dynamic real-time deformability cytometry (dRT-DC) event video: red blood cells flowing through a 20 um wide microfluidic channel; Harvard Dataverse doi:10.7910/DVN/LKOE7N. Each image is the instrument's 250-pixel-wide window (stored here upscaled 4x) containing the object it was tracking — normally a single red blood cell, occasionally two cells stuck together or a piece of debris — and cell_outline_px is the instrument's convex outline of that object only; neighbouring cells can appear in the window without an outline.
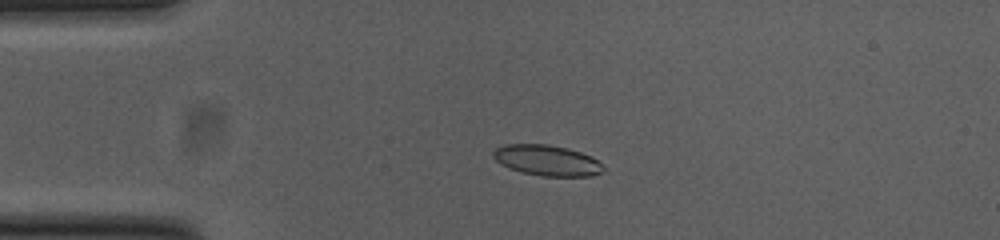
{"species": "common noctule bat (a hibernating species)", "species_latin": "Nyctalus noctula", "temperature_condition": "cold", "stored_images_in_passage": 53, "camera_frame_rate_fps": 3000, "um_per_image_px": 0.085, "animal": {"sex": "female", "body_mass_g": 23.0, "forearm_length_mm": 53.4}, "frame": {"image": 1, "passage_image": 12, "time_ms": 3.667, "image_size_px": [1000, 240], "cell_outline_px": [[604, 172], [592, 176], [544, 176], [524, 172], [500, 164], [492, 156], [492, 152], [496, 148], [504, 144], [548, 144], [568, 148], [580, 152], [596, 160], [604, 168]], "centroid_in_image_um": [46.48, 13.62], "position_along_channel_um": 38.5, "area_um2": 19.48}}
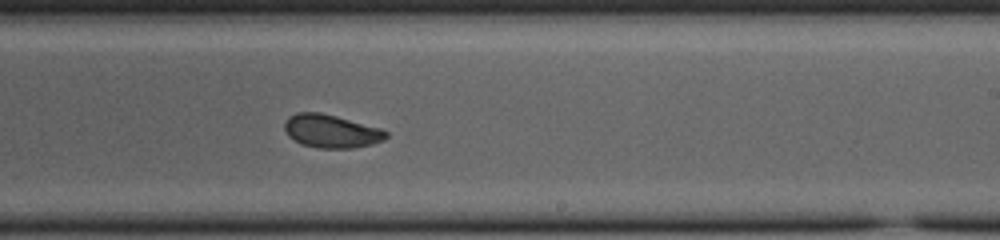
{"frame": {"image": 2, "passage_image": 32, "time_ms": 10.333, "image_size_px": [1000, 240], "cell_outline_px": [[388, 136], [384, 140], [372, 144], [352, 148], [316, 148], [300, 144], [288, 136], [284, 128], [284, 124], [288, 116], [296, 112], [320, 112], [336, 116], [380, 128], [388, 132]], "centroid_in_image_um": [28.13, 11.15], "position_along_channel_um": 260.9, "area_um2": 19.77}}
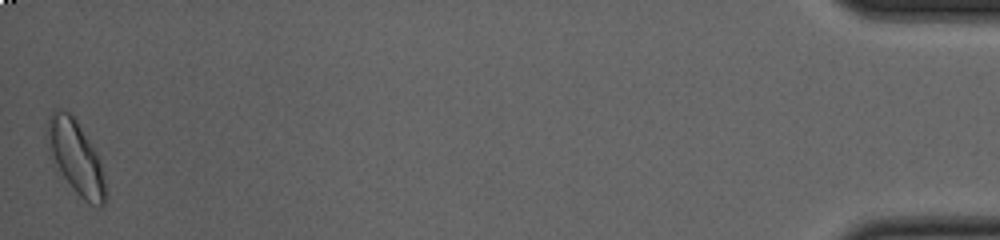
{"frame": {"image": 3, "passage_image": 53, "time_ms": 17.333, "image_size_px": [1000, 240], "cell_outline_px": [[108, 192], [104, 204], [100, 208], [88, 204], [72, 188], [48, 156], [44, 132], [48, 116], [52, 108], [64, 108], [76, 120], [96, 152], [100, 160]], "centroid_in_image_um": [6.39, 13.35], "position_along_channel_um": 428.8, "area_um2": 25.78}, "authors_computed_cell_mechanics": {"area_um2": 19.8254, "velocity_mm_per_s": 3.7932, "shape_relaxation_time_tau1_ms": 4.6653, "shape_relaxation_time_tau2_ms": 2.8406, "deformation_change_tau1": 0.1323, "deformation_change_tau2": 0.0713}}